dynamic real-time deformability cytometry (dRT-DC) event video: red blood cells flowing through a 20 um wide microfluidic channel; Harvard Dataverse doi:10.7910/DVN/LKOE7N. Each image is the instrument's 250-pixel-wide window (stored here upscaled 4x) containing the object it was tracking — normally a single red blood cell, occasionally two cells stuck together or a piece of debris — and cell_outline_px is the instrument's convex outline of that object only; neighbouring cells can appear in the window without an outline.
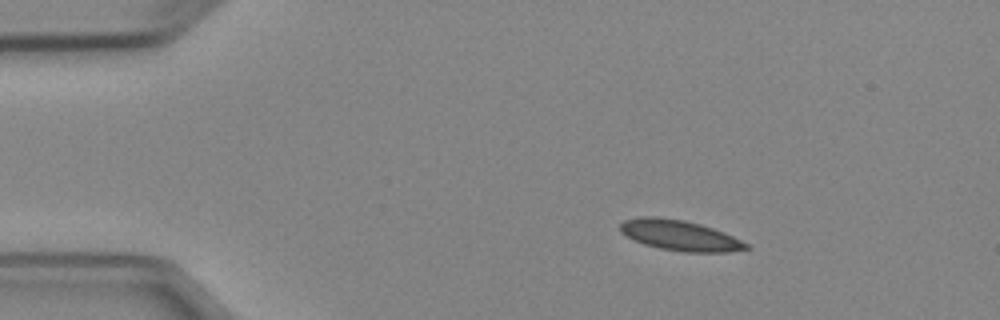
{"species": "Egyptian fruit bat (a non-hibernating species)", "species_latin": "Rousettus aegyptiacus", "temperature_condition": "cold", "stored_images_in_passage": 4, "camera_frame_rate_fps": 3000, "um_per_image_px": 0.085, "animal": {"sex": "female"}, "frame": {"image": 1, "passage_image": 2, "time_ms": 1.0, "image_size_px": [1000, 320], "cell_outline_px": [[752, 248], [728, 252], [684, 252], [660, 248], [644, 244], [620, 232], [620, 224], [624, 220], [640, 216], [656, 216], [684, 220], [700, 224], [724, 232], [748, 244]], "centroid_in_image_um": [57.78, 20.0], "position_along_channel_um": 27.2, "area_um2": 22.25}}
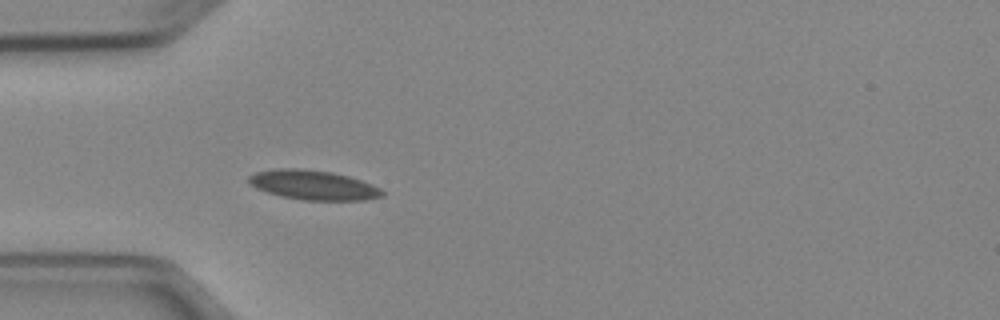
{"frame": {"image": 2, "passage_image": 4, "time_ms": 3.333, "image_size_px": [1000, 320], "cell_outline_px": [[384, 196], [368, 200], [304, 200], [280, 196], [256, 188], [248, 180], [248, 176], [256, 172], [276, 168], [296, 168], [332, 172], [348, 176], [372, 184], [380, 188], [384, 192]], "centroid_in_image_um": [26.65, 15.73], "position_along_channel_um": 58.3, "area_um2": 22.95}}